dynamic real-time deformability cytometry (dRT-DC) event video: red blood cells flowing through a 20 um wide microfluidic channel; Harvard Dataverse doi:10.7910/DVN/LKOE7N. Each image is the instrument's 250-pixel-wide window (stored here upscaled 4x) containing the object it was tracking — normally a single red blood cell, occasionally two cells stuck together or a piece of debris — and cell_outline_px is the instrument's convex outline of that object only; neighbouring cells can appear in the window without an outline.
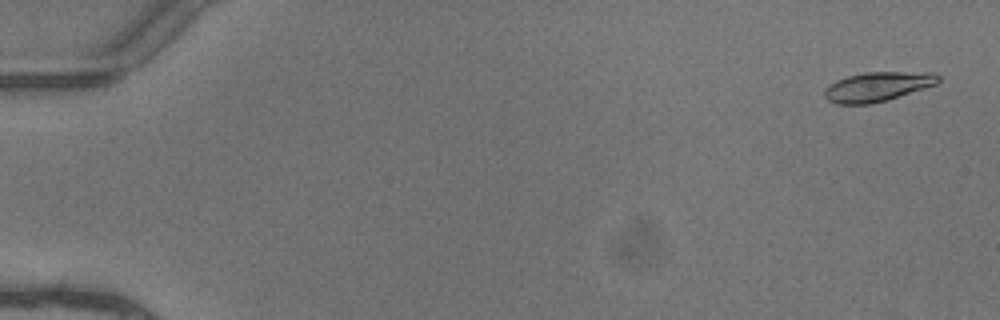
{"species": "common noctule bat (a hibernating species)", "species_latin": "Nyctalus noctula", "temperature_condition": "warm", "stored_images_in_passage": 4, "camera_frame_rate_fps": 3000, "um_per_image_px": 0.085, "animal": {"sex": "female"}, "frame": {"image": 1, "passage_image": 1, "time_ms": 0.0, "image_size_px": [1000, 320], "cell_outline_px": [[940, 80], [936, 84], [888, 100], [872, 104], [836, 104], [828, 100], [824, 96], [824, 88], [828, 84], [836, 80], [848, 76], [864, 72], [932, 72], [940, 76]], "centroid_in_image_um": [74.56, 7.36], "position_along_channel_um": 10.4, "area_um2": 19.65}}
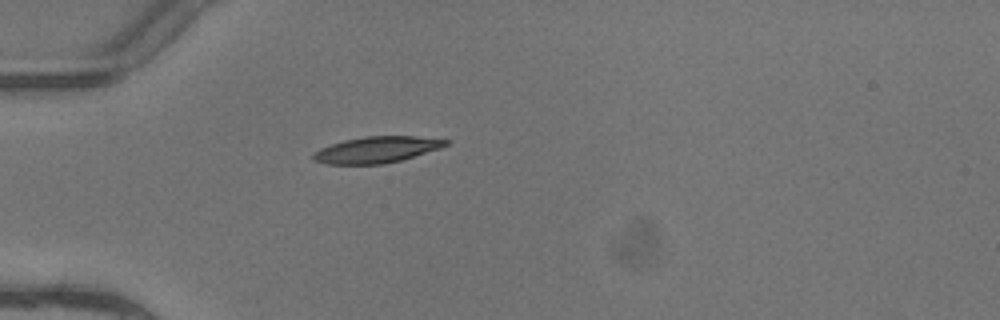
{"frame": {"image": 2, "passage_image": 4, "time_ms": 1.0, "image_size_px": [1000, 320], "cell_outline_px": [[452, 140], [448, 144], [440, 148], [400, 160], [384, 164], [328, 164], [312, 160], [312, 152], [320, 148], [344, 140], [364, 136], [416, 136]], "centroid_in_image_um": [32.0, 12.72], "position_along_channel_um": 53.0, "area_um2": 20.29}}